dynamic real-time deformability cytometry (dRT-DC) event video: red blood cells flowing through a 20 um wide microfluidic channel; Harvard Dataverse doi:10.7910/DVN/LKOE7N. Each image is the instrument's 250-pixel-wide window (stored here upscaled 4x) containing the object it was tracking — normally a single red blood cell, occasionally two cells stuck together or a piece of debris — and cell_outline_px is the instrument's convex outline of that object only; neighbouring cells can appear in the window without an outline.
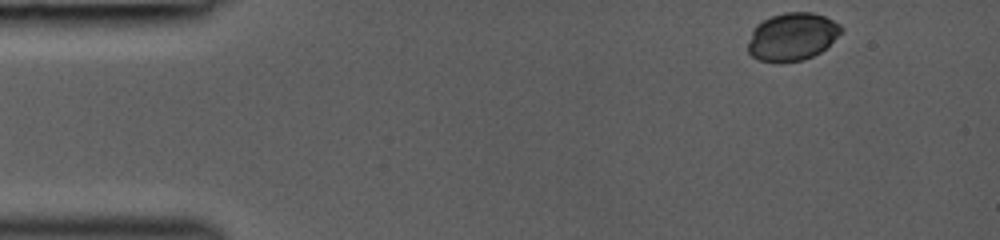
{"species": "common noctule bat (a hibernating species)", "species_latin": "Nyctalus noctula", "temperature_condition": "room temperature", "stored_images_in_passage": 10, "camera_frame_rate_fps": 3000, "um_per_image_px": 0.085, "animal": {"sex": "female", "body_mass_g": 19.0, "forearm_length_mm": 53.3}, "frame": {"image": 1, "passage_image": 1, "time_ms": 0.0, "image_size_px": [1000, 240], "cell_outline_px": [[844, 28], [820, 52], [804, 60], [760, 60], [752, 56], [748, 52], [748, 44], [752, 28], [756, 24], [772, 16], [784, 12], [812, 12], [824, 16], [840, 24]], "centroid_in_image_um": [67.32, 3.08], "position_along_channel_um": 17.7, "area_um2": 25.37}}
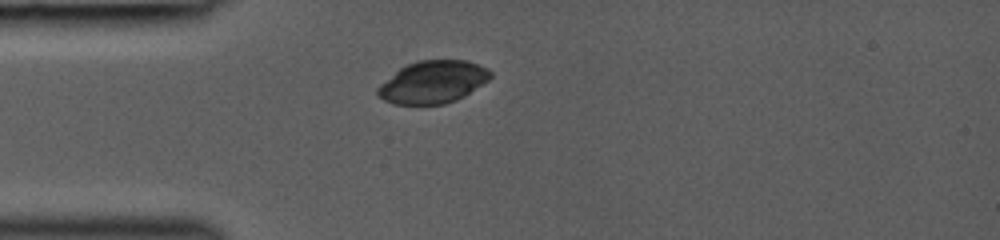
{"frame": {"image": 2, "passage_image": 9, "time_ms": 2.667, "image_size_px": [1000, 240], "cell_outline_px": [[492, 76], [488, 80], [464, 96], [456, 100], [444, 104], [392, 104], [376, 96], [376, 88], [380, 84], [400, 68], [416, 60], [468, 60], [492, 72]], "centroid_in_image_um": [36.76, 6.98], "position_along_channel_um": 48.2, "area_um2": 27.8}}